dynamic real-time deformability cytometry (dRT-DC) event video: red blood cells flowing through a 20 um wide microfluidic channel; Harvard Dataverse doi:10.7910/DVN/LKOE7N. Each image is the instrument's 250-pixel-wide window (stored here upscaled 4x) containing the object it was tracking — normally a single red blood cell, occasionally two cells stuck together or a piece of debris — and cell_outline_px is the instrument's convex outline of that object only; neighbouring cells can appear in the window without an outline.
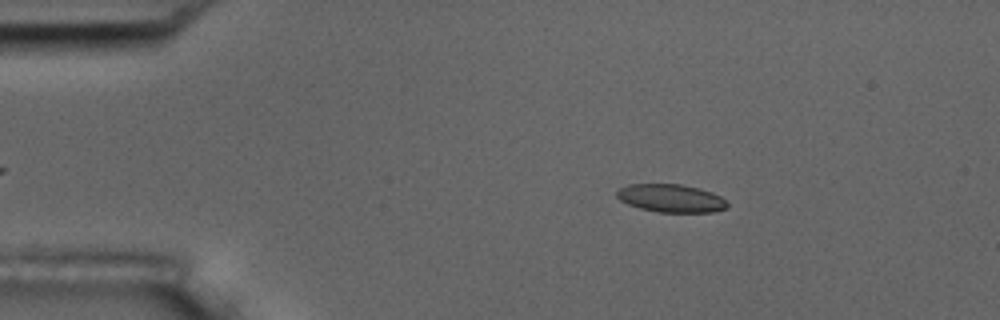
{"species": "common noctule bat (a hibernating species)", "species_latin": "Nyctalus noctula", "temperature_condition": "room temperature", "stored_images_in_passage": 54, "camera_frame_rate_fps": 3000, "um_per_image_px": 0.085, "animal": {"sex": "male", "body_mass_g": 17.5, "forearm_length_mm": 52.3}, "frame": {"image": 1, "passage_image": 8, "time_ms": 2.333, "image_size_px": [1000, 320], "cell_outline_px": [[728, 208], [712, 212], [660, 212], [640, 208], [628, 204], [620, 200], [616, 196], [616, 192], [620, 188], [628, 184], [680, 184], [700, 188], [712, 192], [720, 196], [728, 204]], "centroid_in_image_um": [57.04, 16.84], "position_along_channel_um": 28.0, "area_um2": 18.03}}
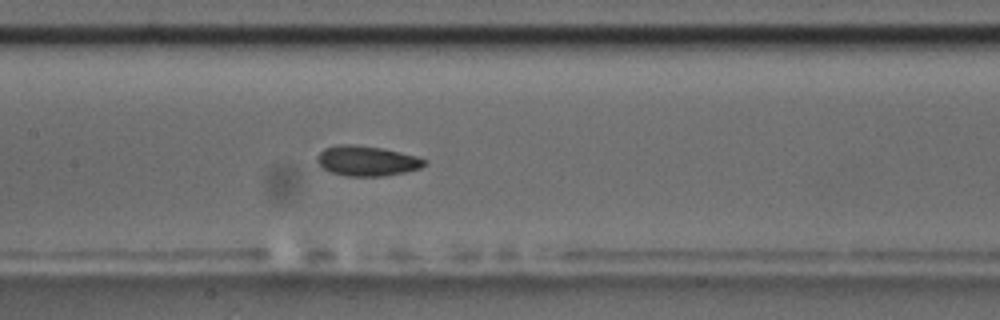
{"frame": {"image": 2, "passage_image": 25, "time_ms": 8.0, "image_size_px": [1000, 320], "cell_outline_px": [[428, 164], [420, 168], [404, 172], [380, 176], [348, 176], [332, 172], [324, 168], [316, 160], [316, 156], [324, 148], [336, 144], [352, 144], [384, 148], [416, 156], [428, 160]], "centroid_in_image_um": [31.2, 13.65], "position_along_channel_um": 176.2, "area_um2": 18.84}}
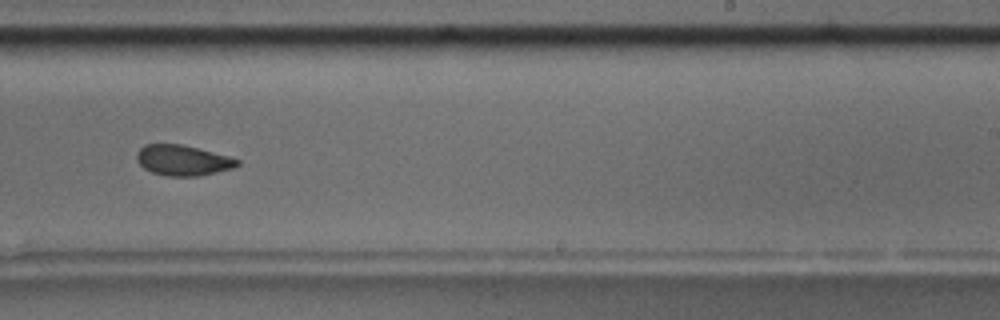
{"frame": {"image": 3, "passage_image": 33, "time_ms": 10.667, "image_size_px": [1000, 320], "cell_outline_px": [[240, 164], [232, 168], [200, 176], [168, 176], [152, 172], [144, 168], [136, 160], [136, 152], [144, 144], [180, 144], [228, 156], [240, 160]], "centroid_in_image_um": [15.51, 13.63], "position_along_channel_um": 273.5, "area_um2": 17.74}, "authors_computed_cell_mechanics": {"area_um2": 18.496, "velocity_mm_per_s": 3.6716, "shape_relaxation_time_tau1_ms": 3.7863, "shape_relaxation_time_tau2_ms": 2.4742, "deformation_change_tau1": 0.1203, "deformation_change_tau2": 0.0796}}